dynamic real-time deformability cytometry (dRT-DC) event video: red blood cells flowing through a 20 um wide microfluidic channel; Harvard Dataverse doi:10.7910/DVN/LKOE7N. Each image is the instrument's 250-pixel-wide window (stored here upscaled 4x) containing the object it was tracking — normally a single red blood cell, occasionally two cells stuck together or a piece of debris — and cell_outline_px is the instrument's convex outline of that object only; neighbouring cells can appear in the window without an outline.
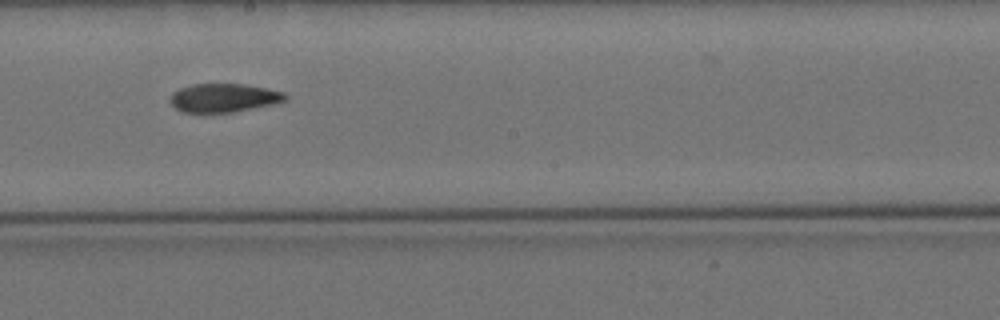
{"species": "Egyptian fruit bat (a non-hibernating species)", "species_latin": "Rousettus aegyptiacus", "temperature_condition": "cold", "stored_images_in_passage": 14, "camera_frame_rate_fps": 3000, "um_per_image_px": 0.085, "animal": {"sex": "female"}, "frame": {"image": 1, "passage_image": 7, "time_ms": 7.667, "image_size_px": [1000, 320], "cell_outline_px": [[288, 100], [276, 104], [232, 112], [180, 112], [168, 100], [172, 92], [180, 88], [192, 84], [244, 84], [284, 92], [288, 96]], "centroid_in_image_um": [19.03, 8.32], "position_along_channel_um": 229.2, "area_um2": 19.31}}
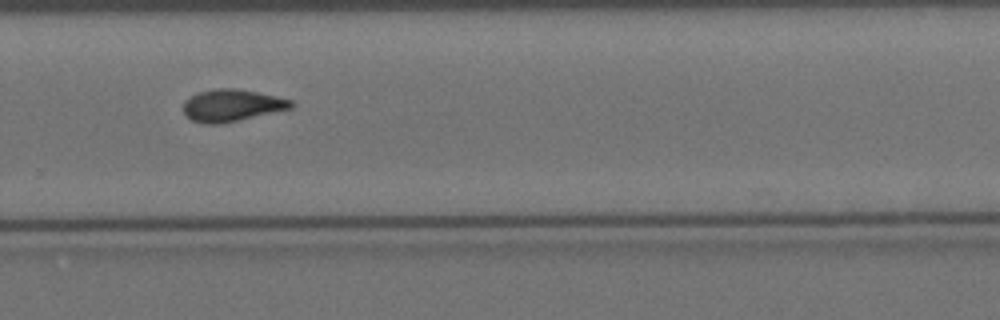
{"frame": {"image": 2, "passage_image": 9, "time_ms": 10.0, "image_size_px": [1000, 320], "cell_outline_px": [[292, 108], [220, 124], [204, 124], [192, 120], [184, 112], [184, 100], [200, 92], [216, 88], [236, 88], [276, 96], [292, 100]], "centroid_in_image_um": [19.69, 8.96], "position_along_channel_um": 310.1, "area_um2": 19.83}}
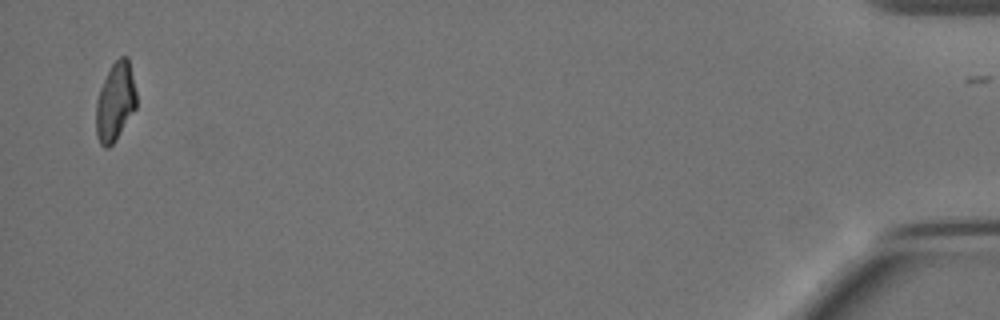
{"frame": {"image": 3, "passage_image": 14, "time_ms": 16.0, "image_size_px": [1000, 320], "cell_outline_px": [[136, 108], [116, 140], [108, 148], [104, 148], [100, 144], [96, 136], [96, 100], [100, 88], [112, 64], [120, 56], [128, 56], [136, 92]], "centroid_in_image_um": [9.79, 8.68], "position_along_channel_um": 425.4, "area_um2": 18.5}}